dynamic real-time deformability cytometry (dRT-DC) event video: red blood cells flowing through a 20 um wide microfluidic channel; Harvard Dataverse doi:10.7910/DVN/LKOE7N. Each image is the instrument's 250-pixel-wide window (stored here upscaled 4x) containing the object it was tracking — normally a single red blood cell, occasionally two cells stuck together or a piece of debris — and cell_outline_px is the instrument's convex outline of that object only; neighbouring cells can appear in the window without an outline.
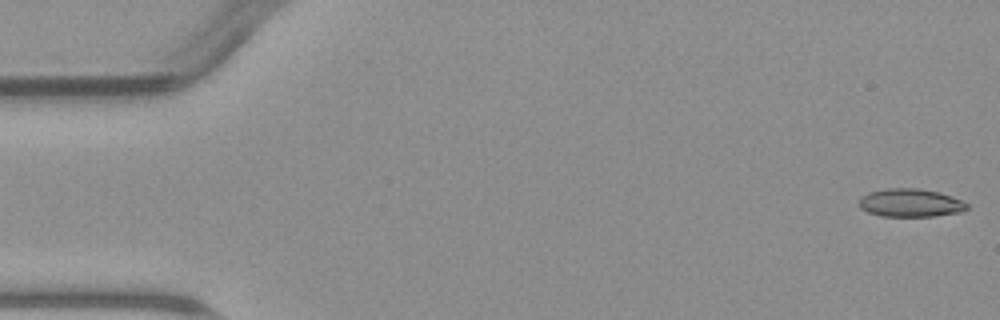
{"species": "common noctule bat (a hibernating species)", "species_latin": "Nyctalus noctula", "temperature_condition": "warm", "stored_images_in_passage": 5, "camera_frame_rate_fps": 3000, "um_per_image_px": 0.085, "animal": {"sex": "male", "body_mass_g": 23.1, "forearm_length_mm": 52.7}, "frame": {"image": 1, "passage_image": 1, "time_ms": 0.0, "image_size_px": [1000, 320], "cell_outline_px": [[968, 208], [960, 212], [936, 216], [880, 216], [868, 212], [860, 208], [860, 196], [868, 192], [888, 188], [920, 188], [940, 192], [964, 200], [968, 204]], "centroid_in_image_um": [77.41, 17.23], "position_along_channel_um": 7.6, "area_um2": 17.92}}
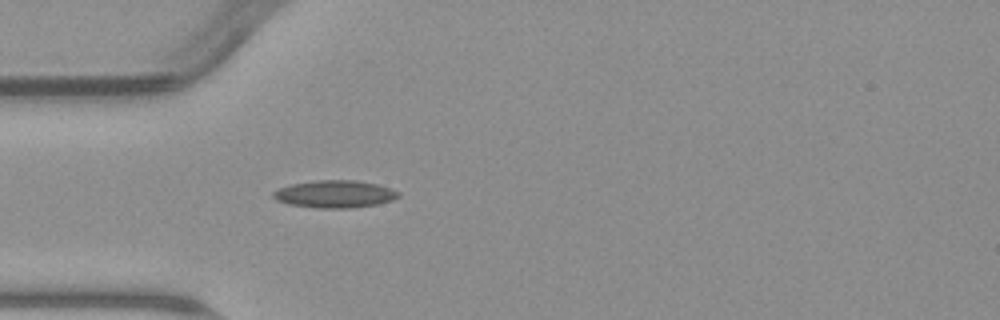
{"frame": {"image": 2, "passage_image": 5, "time_ms": 5.0, "image_size_px": [1000, 320], "cell_outline_px": [[400, 196], [392, 200], [376, 204], [352, 208], [320, 208], [288, 204], [276, 200], [272, 196], [272, 192], [280, 188], [292, 184], [316, 180], [356, 180], [376, 184], [400, 192]], "centroid_in_image_um": [28.44, 16.49], "position_along_channel_um": 56.6, "area_um2": 19.88}}